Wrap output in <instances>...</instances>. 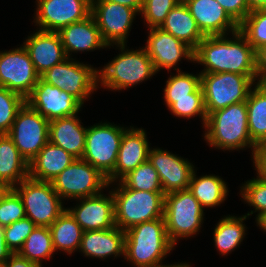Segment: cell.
I'll list each match as a JSON object with an SVG mask.
<instances>
[{
	"instance_id": "obj_10",
	"label": "cell",
	"mask_w": 266,
	"mask_h": 267,
	"mask_svg": "<svg viewBox=\"0 0 266 267\" xmlns=\"http://www.w3.org/2000/svg\"><path fill=\"white\" fill-rule=\"evenodd\" d=\"M22 198L26 217L36 226L50 227L65 211V203L54 190L51 182L25 178L13 188Z\"/></svg>"
},
{
	"instance_id": "obj_9",
	"label": "cell",
	"mask_w": 266,
	"mask_h": 267,
	"mask_svg": "<svg viewBox=\"0 0 266 267\" xmlns=\"http://www.w3.org/2000/svg\"><path fill=\"white\" fill-rule=\"evenodd\" d=\"M129 127L107 120L87 126L82 159L108 177L114 171L123 133Z\"/></svg>"
},
{
	"instance_id": "obj_23",
	"label": "cell",
	"mask_w": 266,
	"mask_h": 267,
	"mask_svg": "<svg viewBox=\"0 0 266 267\" xmlns=\"http://www.w3.org/2000/svg\"><path fill=\"white\" fill-rule=\"evenodd\" d=\"M184 3L205 36L228 35L239 30V25L216 0H185Z\"/></svg>"
},
{
	"instance_id": "obj_12",
	"label": "cell",
	"mask_w": 266,
	"mask_h": 267,
	"mask_svg": "<svg viewBox=\"0 0 266 267\" xmlns=\"http://www.w3.org/2000/svg\"><path fill=\"white\" fill-rule=\"evenodd\" d=\"M49 124L50 121L27 103L18 111L7 134L28 163L49 141Z\"/></svg>"
},
{
	"instance_id": "obj_37",
	"label": "cell",
	"mask_w": 266,
	"mask_h": 267,
	"mask_svg": "<svg viewBox=\"0 0 266 267\" xmlns=\"http://www.w3.org/2000/svg\"><path fill=\"white\" fill-rule=\"evenodd\" d=\"M239 31L255 51L266 44V8L254 9L239 24Z\"/></svg>"
},
{
	"instance_id": "obj_51",
	"label": "cell",
	"mask_w": 266,
	"mask_h": 267,
	"mask_svg": "<svg viewBox=\"0 0 266 267\" xmlns=\"http://www.w3.org/2000/svg\"><path fill=\"white\" fill-rule=\"evenodd\" d=\"M10 189L11 188L6 183L0 180V201Z\"/></svg>"
},
{
	"instance_id": "obj_40",
	"label": "cell",
	"mask_w": 266,
	"mask_h": 267,
	"mask_svg": "<svg viewBox=\"0 0 266 267\" xmlns=\"http://www.w3.org/2000/svg\"><path fill=\"white\" fill-rule=\"evenodd\" d=\"M178 0H143L139 15L147 29L160 28L166 16L178 4Z\"/></svg>"
},
{
	"instance_id": "obj_29",
	"label": "cell",
	"mask_w": 266,
	"mask_h": 267,
	"mask_svg": "<svg viewBox=\"0 0 266 267\" xmlns=\"http://www.w3.org/2000/svg\"><path fill=\"white\" fill-rule=\"evenodd\" d=\"M221 176L216 174H202L198 176L197 168L194 170L189 190L206 211L223 205L229 195V187Z\"/></svg>"
},
{
	"instance_id": "obj_19",
	"label": "cell",
	"mask_w": 266,
	"mask_h": 267,
	"mask_svg": "<svg viewBox=\"0 0 266 267\" xmlns=\"http://www.w3.org/2000/svg\"><path fill=\"white\" fill-rule=\"evenodd\" d=\"M75 201V206L66 209L83 231L106 230L115 226L114 199L109 188L98 195Z\"/></svg>"
},
{
	"instance_id": "obj_16",
	"label": "cell",
	"mask_w": 266,
	"mask_h": 267,
	"mask_svg": "<svg viewBox=\"0 0 266 267\" xmlns=\"http://www.w3.org/2000/svg\"><path fill=\"white\" fill-rule=\"evenodd\" d=\"M146 31L148 36L143 47L151 58L157 74L163 69L168 73L171 70L182 71L179 66L182 60L194 63V50L186 43L161 28H150Z\"/></svg>"
},
{
	"instance_id": "obj_4",
	"label": "cell",
	"mask_w": 266,
	"mask_h": 267,
	"mask_svg": "<svg viewBox=\"0 0 266 267\" xmlns=\"http://www.w3.org/2000/svg\"><path fill=\"white\" fill-rule=\"evenodd\" d=\"M110 47L119 50L116 52L119 54L104 66L98 67L99 89L125 91L145 83L157 74L144 47H136V50L127 44H115Z\"/></svg>"
},
{
	"instance_id": "obj_34",
	"label": "cell",
	"mask_w": 266,
	"mask_h": 267,
	"mask_svg": "<svg viewBox=\"0 0 266 267\" xmlns=\"http://www.w3.org/2000/svg\"><path fill=\"white\" fill-rule=\"evenodd\" d=\"M18 253L29 261L44 267V261L53 259L56 254L50 228L36 226Z\"/></svg>"
},
{
	"instance_id": "obj_35",
	"label": "cell",
	"mask_w": 266,
	"mask_h": 267,
	"mask_svg": "<svg viewBox=\"0 0 266 267\" xmlns=\"http://www.w3.org/2000/svg\"><path fill=\"white\" fill-rule=\"evenodd\" d=\"M251 179H247L240 185L241 200L244 204L250 206L253 210L247 211L245 215L249 218L255 214V221L266 213V180L260 178L257 174ZM257 213V214H256Z\"/></svg>"
},
{
	"instance_id": "obj_53",
	"label": "cell",
	"mask_w": 266,
	"mask_h": 267,
	"mask_svg": "<svg viewBox=\"0 0 266 267\" xmlns=\"http://www.w3.org/2000/svg\"><path fill=\"white\" fill-rule=\"evenodd\" d=\"M179 263H180V261L173 262L172 264H168V265H165V266H162V267H176Z\"/></svg>"
},
{
	"instance_id": "obj_33",
	"label": "cell",
	"mask_w": 266,
	"mask_h": 267,
	"mask_svg": "<svg viewBox=\"0 0 266 267\" xmlns=\"http://www.w3.org/2000/svg\"><path fill=\"white\" fill-rule=\"evenodd\" d=\"M169 74L163 88V99L167 109L175 102V99L192 98V93L201 87L199 72L194 74L182 70L176 73L169 72Z\"/></svg>"
},
{
	"instance_id": "obj_7",
	"label": "cell",
	"mask_w": 266,
	"mask_h": 267,
	"mask_svg": "<svg viewBox=\"0 0 266 267\" xmlns=\"http://www.w3.org/2000/svg\"><path fill=\"white\" fill-rule=\"evenodd\" d=\"M200 75L207 116L232 104L246 102L250 90L258 83L257 75L229 72Z\"/></svg>"
},
{
	"instance_id": "obj_8",
	"label": "cell",
	"mask_w": 266,
	"mask_h": 267,
	"mask_svg": "<svg viewBox=\"0 0 266 267\" xmlns=\"http://www.w3.org/2000/svg\"><path fill=\"white\" fill-rule=\"evenodd\" d=\"M40 78L75 97L84 107L92 94L99 90L98 67L78 58H67L54 65Z\"/></svg>"
},
{
	"instance_id": "obj_54",
	"label": "cell",
	"mask_w": 266,
	"mask_h": 267,
	"mask_svg": "<svg viewBox=\"0 0 266 267\" xmlns=\"http://www.w3.org/2000/svg\"><path fill=\"white\" fill-rule=\"evenodd\" d=\"M0 267H8L7 261L0 262Z\"/></svg>"
},
{
	"instance_id": "obj_50",
	"label": "cell",
	"mask_w": 266,
	"mask_h": 267,
	"mask_svg": "<svg viewBox=\"0 0 266 267\" xmlns=\"http://www.w3.org/2000/svg\"><path fill=\"white\" fill-rule=\"evenodd\" d=\"M256 225L260 231H262L263 233H265L266 235V213H264L263 215H261L256 221H255Z\"/></svg>"
},
{
	"instance_id": "obj_43",
	"label": "cell",
	"mask_w": 266,
	"mask_h": 267,
	"mask_svg": "<svg viewBox=\"0 0 266 267\" xmlns=\"http://www.w3.org/2000/svg\"><path fill=\"white\" fill-rule=\"evenodd\" d=\"M239 25L251 12L247 0H216Z\"/></svg>"
},
{
	"instance_id": "obj_26",
	"label": "cell",
	"mask_w": 266,
	"mask_h": 267,
	"mask_svg": "<svg viewBox=\"0 0 266 267\" xmlns=\"http://www.w3.org/2000/svg\"><path fill=\"white\" fill-rule=\"evenodd\" d=\"M76 158L50 141L29 162V177L51 182Z\"/></svg>"
},
{
	"instance_id": "obj_45",
	"label": "cell",
	"mask_w": 266,
	"mask_h": 267,
	"mask_svg": "<svg viewBox=\"0 0 266 267\" xmlns=\"http://www.w3.org/2000/svg\"><path fill=\"white\" fill-rule=\"evenodd\" d=\"M258 83H266V44L255 51Z\"/></svg>"
},
{
	"instance_id": "obj_2",
	"label": "cell",
	"mask_w": 266,
	"mask_h": 267,
	"mask_svg": "<svg viewBox=\"0 0 266 267\" xmlns=\"http://www.w3.org/2000/svg\"><path fill=\"white\" fill-rule=\"evenodd\" d=\"M175 249L167 235L165 218H157L125 231L123 261L131 267H162L170 264L165 259Z\"/></svg>"
},
{
	"instance_id": "obj_21",
	"label": "cell",
	"mask_w": 266,
	"mask_h": 267,
	"mask_svg": "<svg viewBox=\"0 0 266 267\" xmlns=\"http://www.w3.org/2000/svg\"><path fill=\"white\" fill-rule=\"evenodd\" d=\"M29 33L30 35L25 37L22 45L40 76L54 65L67 59L58 32L34 29Z\"/></svg>"
},
{
	"instance_id": "obj_15",
	"label": "cell",
	"mask_w": 266,
	"mask_h": 267,
	"mask_svg": "<svg viewBox=\"0 0 266 267\" xmlns=\"http://www.w3.org/2000/svg\"><path fill=\"white\" fill-rule=\"evenodd\" d=\"M91 14L95 18L102 40L107 45L127 44L136 16L134 9L107 1H91Z\"/></svg>"
},
{
	"instance_id": "obj_48",
	"label": "cell",
	"mask_w": 266,
	"mask_h": 267,
	"mask_svg": "<svg viewBox=\"0 0 266 267\" xmlns=\"http://www.w3.org/2000/svg\"><path fill=\"white\" fill-rule=\"evenodd\" d=\"M91 1H107L118 3L134 9L138 14L140 13L143 5V0H91Z\"/></svg>"
},
{
	"instance_id": "obj_44",
	"label": "cell",
	"mask_w": 266,
	"mask_h": 267,
	"mask_svg": "<svg viewBox=\"0 0 266 267\" xmlns=\"http://www.w3.org/2000/svg\"><path fill=\"white\" fill-rule=\"evenodd\" d=\"M250 160L253 162L255 174L266 180V141L256 146L254 155Z\"/></svg>"
},
{
	"instance_id": "obj_49",
	"label": "cell",
	"mask_w": 266,
	"mask_h": 267,
	"mask_svg": "<svg viewBox=\"0 0 266 267\" xmlns=\"http://www.w3.org/2000/svg\"><path fill=\"white\" fill-rule=\"evenodd\" d=\"M250 10L266 8V0H247Z\"/></svg>"
},
{
	"instance_id": "obj_6",
	"label": "cell",
	"mask_w": 266,
	"mask_h": 267,
	"mask_svg": "<svg viewBox=\"0 0 266 267\" xmlns=\"http://www.w3.org/2000/svg\"><path fill=\"white\" fill-rule=\"evenodd\" d=\"M205 210L188 189L164 195V218L170 242L176 247L180 240L200 234L206 221Z\"/></svg>"
},
{
	"instance_id": "obj_52",
	"label": "cell",
	"mask_w": 266,
	"mask_h": 267,
	"mask_svg": "<svg viewBox=\"0 0 266 267\" xmlns=\"http://www.w3.org/2000/svg\"><path fill=\"white\" fill-rule=\"evenodd\" d=\"M192 266L193 264H191V262L182 261L176 267H192Z\"/></svg>"
},
{
	"instance_id": "obj_17",
	"label": "cell",
	"mask_w": 266,
	"mask_h": 267,
	"mask_svg": "<svg viewBox=\"0 0 266 267\" xmlns=\"http://www.w3.org/2000/svg\"><path fill=\"white\" fill-rule=\"evenodd\" d=\"M148 160L158 173L164 194L189 188L196 166L188 158L151 146Z\"/></svg>"
},
{
	"instance_id": "obj_39",
	"label": "cell",
	"mask_w": 266,
	"mask_h": 267,
	"mask_svg": "<svg viewBox=\"0 0 266 267\" xmlns=\"http://www.w3.org/2000/svg\"><path fill=\"white\" fill-rule=\"evenodd\" d=\"M26 103L20 94L0 86V134H7L18 111Z\"/></svg>"
},
{
	"instance_id": "obj_27",
	"label": "cell",
	"mask_w": 266,
	"mask_h": 267,
	"mask_svg": "<svg viewBox=\"0 0 266 267\" xmlns=\"http://www.w3.org/2000/svg\"><path fill=\"white\" fill-rule=\"evenodd\" d=\"M249 217L245 214L234 215L227 214L217 221L213 228L212 239L214 247L219 255L223 257L234 252L242 245L243 240L246 238L247 226L246 220Z\"/></svg>"
},
{
	"instance_id": "obj_3",
	"label": "cell",
	"mask_w": 266,
	"mask_h": 267,
	"mask_svg": "<svg viewBox=\"0 0 266 267\" xmlns=\"http://www.w3.org/2000/svg\"><path fill=\"white\" fill-rule=\"evenodd\" d=\"M203 129V141L209 147L223 152H240L250 148L252 159L257 145L249 135L246 102L210 113Z\"/></svg>"
},
{
	"instance_id": "obj_18",
	"label": "cell",
	"mask_w": 266,
	"mask_h": 267,
	"mask_svg": "<svg viewBox=\"0 0 266 267\" xmlns=\"http://www.w3.org/2000/svg\"><path fill=\"white\" fill-rule=\"evenodd\" d=\"M26 103L48 121L80 114L84 106L71 94L46 83L41 78Z\"/></svg>"
},
{
	"instance_id": "obj_46",
	"label": "cell",
	"mask_w": 266,
	"mask_h": 267,
	"mask_svg": "<svg viewBox=\"0 0 266 267\" xmlns=\"http://www.w3.org/2000/svg\"><path fill=\"white\" fill-rule=\"evenodd\" d=\"M8 267H42L39 264L29 261L25 257L21 256L18 252L12 253L7 260Z\"/></svg>"
},
{
	"instance_id": "obj_32",
	"label": "cell",
	"mask_w": 266,
	"mask_h": 267,
	"mask_svg": "<svg viewBox=\"0 0 266 267\" xmlns=\"http://www.w3.org/2000/svg\"><path fill=\"white\" fill-rule=\"evenodd\" d=\"M248 130L251 140L258 145L266 141V85L257 83L247 101Z\"/></svg>"
},
{
	"instance_id": "obj_24",
	"label": "cell",
	"mask_w": 266,
	"mask_h": 267,
	"mask_svg": "<svg viewBox=\"0 0 266 267\" xmlns=\"http://www.w3.org/2000/svg\"><path fill=\"white\" fill-rule=\"evenodd\" d=\"M125 232L114 226L106 230L84 231L79 253L87 259H124Z\"/></svg>"
},
{
	"instance_id": "obj_11",
	"label": "cell",
	"mask_w": 266,
	"mask_h": 267,
	"mask_svg": "<svg viewBox=\"0 0 266 267\" xmlns=\"http://www.w3.org/2000/svg\"><path fill=\"white\" fill-rule=\"evenodd\" d=\"M51 184L64 202L95 196L108 188L107 177L83 159H75Z\"/></svg>"
},
{
	"instance_id": "obj_36",
	"label": "cell",
	"mask_w": 266,
	"mask_h": 267,
	"mask_svg": "<svg viewBox=\"0 0 266 267\" xmlns=\"http://www.w3.org/2000/svg\"><path fill=\"white\" fill-rule=\"evenodd\" d=\"M120 182L130 189L163 192L158 173L149 160L130 171Z\"/></svg>"
},
{
	"instance_id": "obj_5",
	"label": "cell",
	"mask_w": 266,
	"mask_h": 267,
	"mask_svg": "<svg viewBox=\"0 0 266 267\" xmlns=\"http://www.w3.org/2000/svg\"><path fill=\"white\" fill-rule=\"evenodd\" d=\"M114 199L115 226L124 232L140 223L164 217V193L126 188L109 183Z\"/></svg>"
},
{
	"instance_id": "obj_20",
	"label": "cell",
	"mask_w": 266,
	"mask_h": 267,
	"mask_svg": "<svg viewBox=\"0 0 266 267\" xmlns=\"http://www.w3.org/2000/svg\"><path fill=\"white\" fill-rule=\"evenodd\" d=\"M147 134L143 127L134 125L123 133L114 171L107 177L108 184L120 181L130 171L148 161L151 143Z\"/></svg>"
},
{
	"instance_id": "obj_22",
	"label": "cell",
	"mask_w": 266,
	"mask_h": 267,
	"mask_svg": "<svg viewBox=\"0 0 266 267\" xmlns=\"http://www.w3.org/2000/svg\"><path fill=\"white\" fill-rule=\"evenodd\" d=\"M67 58L85 52L110 49L100 35L95 18L90 14L84 20L74 22L58 32ZM75 54V55H73Z\"/></svg>"
},
{
	"instance_id": "obj_42",
	"label": "cell",
	"mask_w": 266,
	"mask_h": 267,
	"mask_svg": "<svg viewBox=\"0 0 266 267\" xmlns=\"http://www.w3.org/2000/svg\"><path fill=\"white\" fill-rule=\"evenodd\" d=\"M35 227L36 224L27 217L4 227V236L7 247L13 253H17Z\"/></svg>"
},
{
	"instance_id": "obj_25",
	"label": "cell",
	"mask_w": 266,
	"mask_h": 267,
	"mask_svg": "<svg viewBox=\"0 0 266 267\" xmlns=\"http://www.w3.org/2000/svg\"><path fill=\"white\" fill-rule=\"evenodd\" d=\"M79 114L50 121L49 141L71 154L82 159L85 150L86 131Z\"/></svg>"
},
{
	"instance_id": "obj_30",
	"label": "cell",
	"mask_w": 266,
	"mask_h": 267,
	"mask_svg": "<svg viewBox=\"0 0 266 267\" xmlns=\"http://www.w3.org/2000/svg\"><path fill=\"white\" fill-rule=\"evenodd\" d=\"M29 176V163L8 134H0V180L14 188Z\"/></svg>"
},
{
	"instance_id": "obj_28",
	"label": "cell",
	"mask_w": 266,
	"mask_h": 267,
	"mask_svg": "<svg viewBox=\"0 0 266 267\" xmlns=\"http://www.w3.org/2000/svg\"><path fill=\"white\" fill-rule=\"evenodd\" d=\"M160 28L186 43L193 50L205 37L184 2H178L166 16Z\"/></svg>"
},
{
	"instance_id": "obj_38",
	"label": "cell",
	"mask_w": 266,
	"mask_h": 267,
	"mask_svg": "<svg viewBox=\"0 0 266 267\" xmlns=\"http://www.w3.org/2000/svg\"><path fill=\"white\" fill-rule=\"evenodd\" d=\"M173 117L179 119H194L200 118L202 128L205 127L207 114L205 111L203 89L200 87L195 93H192V98L175 99V102L167 109Z\"/></svg>"
},
{
	"instance_id": "obj_31",
	"label": "cell",
	"mask_w": 266,
	"mask_h": 267,
	"mask_svg": "<svg viewBox=\"0 0 266 267\" xmlns=\"http://www.w3.org/2000/svg\"><path fill=\"white\" fill-rule=\"evenodd\" d=\"M49 228L56 254L62 252L72 256L73 253H78L84 231L67 209Z\"/></svg>"
},
{
	"instance_id": "obj_14",
	"label": "cell",
	"mask_w": 266,
	"mask_h": 267,
	"mask_svg": "<svg viewBox=\"0 0 266 267\" xmlns=\"http://www.w3.org/2000/svg\"><path fill=\"white\" fill-rule=\"evenodd\" d=\"M35 5L31 23L43 31L59 32L91 14V0H38Z\"/></svg>"
},
{
	"instance_id": "obj_1",
	"label": "cell",
	"mask_w": 266,
	"mask_h": 267,
	"mask_svg": "<svg viewBox=\"0 0 266 267\" xmlns=\"http://www.w3.org/2000/svg\"><path fill=\"white\" fill-rule=\"evenodd\" d=\"M199 73H237L257 75L255 49L238 30L228 35L205 36L194 50Z\"/></svg>"
},
{
	"instance_id": "obj_13",
	"label": "cell",
	"mask_w": 266,
	"mask_h": 267,
	"mask_svg": "<svg viewBox=\"0 0 266 267\" xmlns=\"http://www.w3.org/2000/svg\"><path fill=\"white\" fill-rule=\"evenodd\" d=\"M39 79L40 75L22 44L10 50H0V86L26 99Z\"/></svg>"
},
{
	"instance_id": "obj_47",
	"label": "cell",
	"mask_w": 266,
	"mask_h": 267,
	"mask_svg": "<svg viewBox=\"0 0 266 267\" xmlns=\"http://www.w3.org/2000/svg\"><path fill=\"white\" fill-rule=\"evenodd\" d=\"M12 253L5 241L4 227L0 225V262L7 261Z\"/></svg>"
},
{
	"instance_id": "obj_41",
	"label": "cell",
	"mask_w": 266,
	"mask_h": 267,
	"mask_svg": "<svg viewBox=\"0 0 266 267\" xmlns=\"http://www.w3.org/2000/svg\"><path fill=\"white\" fill-rule=\"evenodd\" d=\"M25 217L22 198L11 188L0 201V225L6 227Z\"/></svg>"
}]
</instances>
